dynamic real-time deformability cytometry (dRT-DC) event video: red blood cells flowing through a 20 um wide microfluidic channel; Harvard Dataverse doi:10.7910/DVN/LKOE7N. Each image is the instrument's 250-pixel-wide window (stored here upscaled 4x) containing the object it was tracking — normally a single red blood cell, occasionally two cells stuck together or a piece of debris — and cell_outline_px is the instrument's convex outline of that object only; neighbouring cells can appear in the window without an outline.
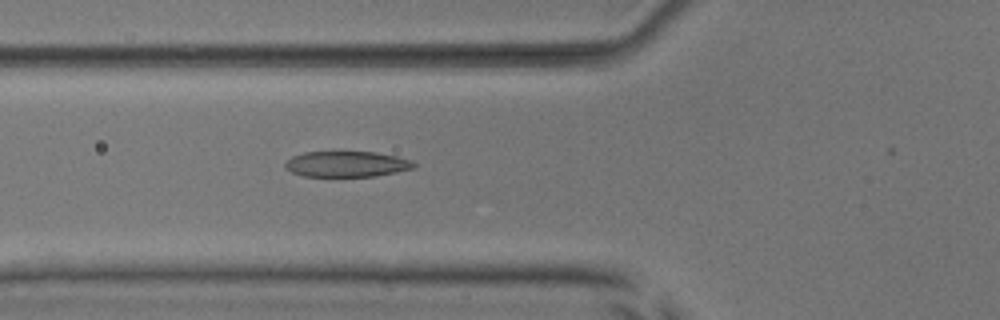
{"species": "common noctule bat (a hibernating species)", "species_latin": "Nyctalus noctula", "temperature_condition": "room temperature", "stored_images_in_passage": 14, "camera_frame_rate_fps": 3000, "um_per_image_px": 0.085, "animal": {"sex": "male", "body_mass_g": 17.9, "forearm_length_mm": 54.2}, "frame": {"image": 1, "passage_image": 10, "time_ms": 3.0, "image_size_px": [1000, 320], "cell_outline_px": [[416, 164], [412, 168], [396, 172], [376, 176], [304, 176], [292, 172], [284, 164], [292, 156], [304, 152], [376, 152], [396, 156], [412, 160]], "centroid_in_image_um": [29.49, 13.94], "position_along_channel_um": 96.3, "area_um2": 19.07}}
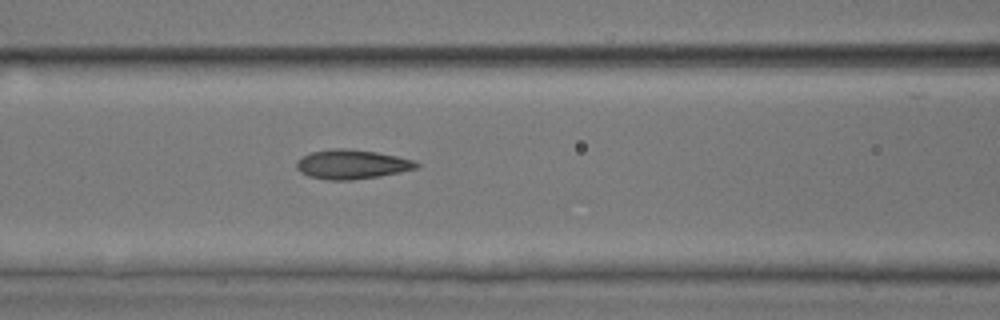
{"frame": {"image": 2, "passage_image": 13, "time_ms": 4.0, "image_size_px": [1000, 320], "cell_outline_px": [[420, 164], [416, 168], [400, 172], [380, 176], [352, 180], [328, 180], [308, 176], [300, 172], [296, 168], [296, 160], [312, 152], [332, 148], [348, 148], [376, 152], [396, 156], [412, 160]], "centroid_in_image_um": [29.87, 13.97], "position_along_channel_um": 136.7, "area_um2": 20.46}}